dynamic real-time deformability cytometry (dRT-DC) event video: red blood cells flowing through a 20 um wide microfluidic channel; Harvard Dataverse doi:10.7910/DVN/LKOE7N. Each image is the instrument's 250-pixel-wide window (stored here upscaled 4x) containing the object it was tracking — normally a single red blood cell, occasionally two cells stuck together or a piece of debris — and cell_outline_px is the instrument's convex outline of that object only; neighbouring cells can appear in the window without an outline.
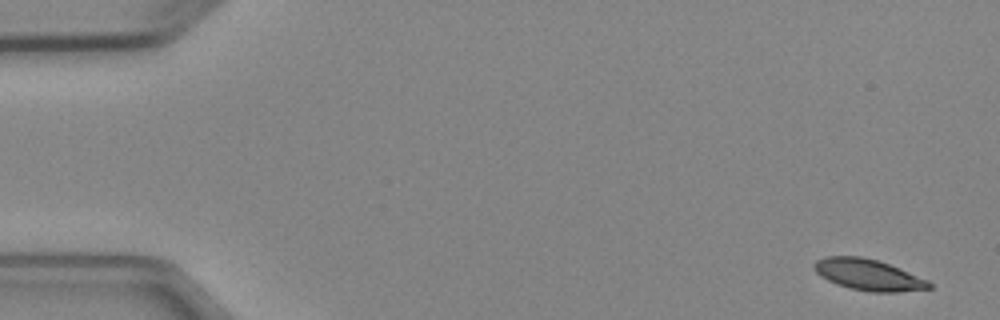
{"species": "Egyptian fruit bat (a non-hibernating species)", "species_latin": "Rousettus aegyptiacus", "temperature_condition": "cold", "stored_images_in_passage": 6, "camera_frame_rate_fps": 3000, "um_per_image_px": 0.085, "animal": {"sex": "female"}, "frame": {"image": 1, "passage_image": 1, "time_ms": 0.0, "image_size_px": [1000, 320], "cell_outline_px": [[932, 288], [896, 292], [872, 292], [852, 288], [836, 284], [820, 276], [812, 268], [812, 264], [816, 260], [824, 256], [860, 256], [876, 260], [888, 264], [928, 280], [932, 284]], "centroid_in_image_um": [73.76, 23.35], "position_along_channel_um": 11.2, "area_um2": 20.75}}
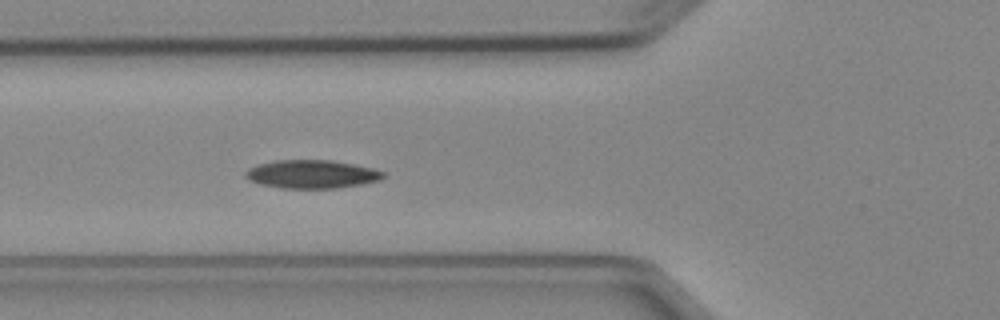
{"frame": {"image": 2, "passage_image": 6, "time_ms": 5.667, "image_size_px": [1000, 320], "cell_outline_px": [[384, 176], [380, 180], [360, 184], [336, 188], [280, 188], [260, 184], [248, 180], [244, 176], [244, 172], [248, 168], [256, 164], [276, 160], [332, 160], [372, 168], [384, 172]], "centroid_in_image_um": [26.43, 14.8], "position_along_channel_um": 99.4, "area_um2": 22.77}}